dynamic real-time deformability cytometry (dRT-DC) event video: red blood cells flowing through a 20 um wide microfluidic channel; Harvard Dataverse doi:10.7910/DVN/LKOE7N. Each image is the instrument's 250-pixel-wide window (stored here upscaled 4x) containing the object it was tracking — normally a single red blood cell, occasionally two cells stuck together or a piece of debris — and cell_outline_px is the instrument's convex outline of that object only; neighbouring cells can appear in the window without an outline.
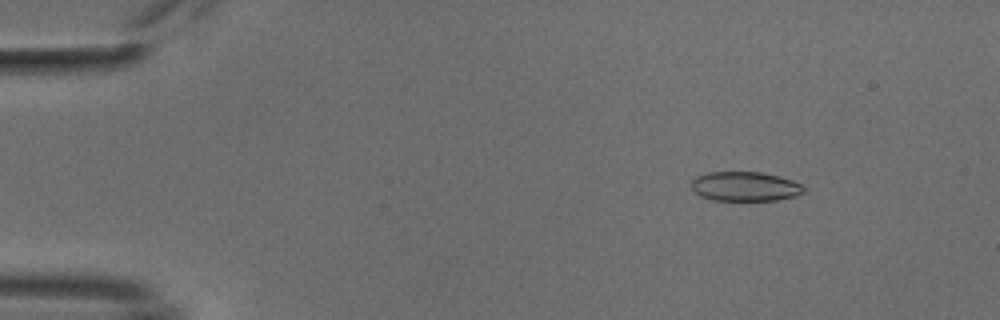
{"species": "common noctule bat (a hibernating species)", "species_latin": "Nyctalus noctula", "temperature_condition": "cold", "stored_images_in_passage": 63, "camera_frame_rate_fps": 3000, "um_per_image_px": 0.085, "animal": {"sex": "male", "body_mass_g": 18.8}, "frame": {"image": 1, "passage_image": 8, "time_ms": 2.333, "image_size_px": [1000, 320], "cell_outline_px": [[804, 192], [796, 196], [776, 200], [712, 200], [700, 196], [692, 188], [692, 180], [696, 176], [708, 172], [760, 172], [792, 180], [804, 184]], "centroid_in_image_um": [63.34, 15.85], "position_along_channel_um": 21.7, "area_um2": 19.25}}
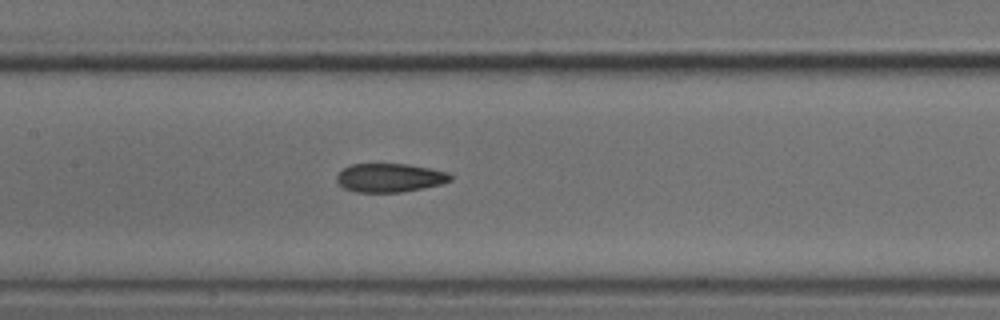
{"frame": {"image": 2, "passage_image": 31, "time_ms": 10.0, "image_size_px": [1000, 320], "cell_outline_px": [[452, 180], [440, 184], [400, 192], [356, 192], [344, 188], [336, 180], [336, 176], [344, 168], [352, 164], [408, 164], [448, 172], [452, 176]], "centroid_in_image_um": [33.12, 15.1], "position_along_channel_um": 174.3, "area_um2": 18.79}}
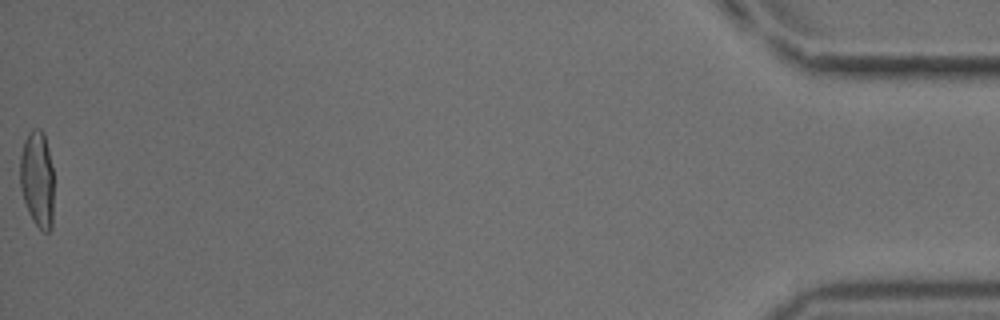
{"frame": {"image": 3, "passage_image": 63, "time_ms": 20.667, "image_size_px": [1000, 320], "cell_outline_px": [[52, 228], [48, 232], [44, 232], [32, 220], [28, 212], [20, 188], [20, 156], [24, 140], [28, 132], [32, 128], [40, 128], [44, 132], [48, 148], [52, 168]], "centroid_in_image_um": [3.15, 15.19], "position_along_channel_um": 432.1, "area_um2": 19.02}}